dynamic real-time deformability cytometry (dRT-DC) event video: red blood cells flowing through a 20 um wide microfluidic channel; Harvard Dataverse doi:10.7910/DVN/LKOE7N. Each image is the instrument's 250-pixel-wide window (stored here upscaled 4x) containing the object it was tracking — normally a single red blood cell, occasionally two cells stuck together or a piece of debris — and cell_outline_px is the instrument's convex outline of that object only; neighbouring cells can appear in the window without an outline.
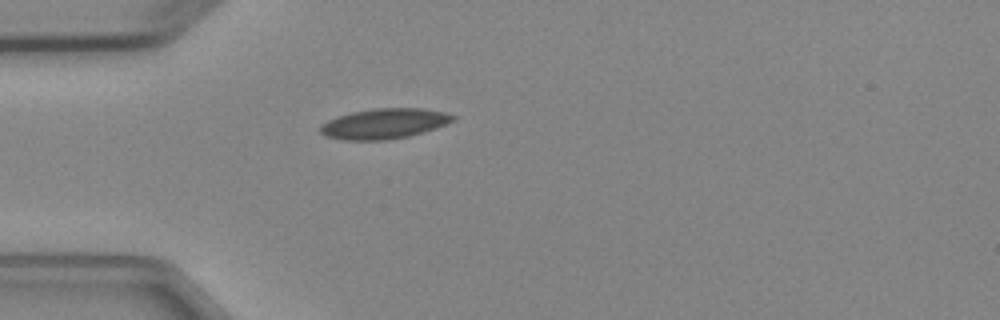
{"species": "Egyptian fruit bat (a non-hibernating species)", "species_latin": "Rousettus aegyptiacus", "temperature_condition": "cold", "stored_images_in_passage": 1, "camera_frame_rate_fps": 3000, "um_per_image_px": 0.085, "animal": {"sex": "female"}, "frame": {"image": 1, "passage_image": 1, "time_ms": 0.0, "image_size_px": [1000, 320], "cell_outline_px": [[456, 120], [448, 124], [424, 132], [408, 136], [388, 140], [344, 140], [324, 136], [320, 132], [320, 128], [328, 120], [336, 116], [352, 112], [372, 108], [424, 108], [444, 112], [456, 116]], "centroid_in_image_um": [32.69, 10.51], "position_along_channel_um": 52.3, "area_um2": 23.58}}